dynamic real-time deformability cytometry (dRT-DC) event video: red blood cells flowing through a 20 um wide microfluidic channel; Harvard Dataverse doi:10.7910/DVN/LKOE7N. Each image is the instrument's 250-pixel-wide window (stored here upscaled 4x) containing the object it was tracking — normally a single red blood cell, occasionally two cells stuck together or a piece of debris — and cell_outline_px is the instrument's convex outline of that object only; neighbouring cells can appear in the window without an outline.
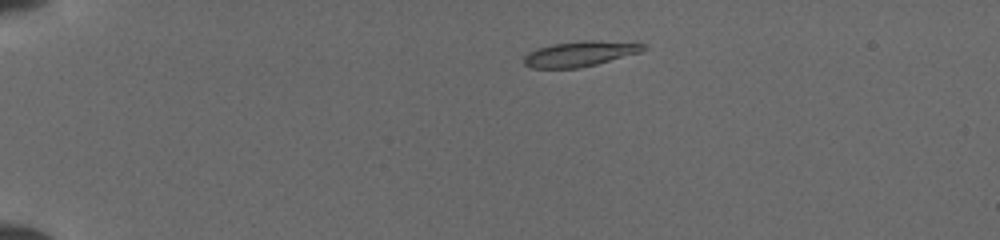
{"species": "common noctule bat (a hibernating species)", "species_latin": "Nyctalus noctula", "temperature_condition": "cold", "stored_images_in_passage": 11, "camera_frame_rate_fps": 3000, "um_per_image_px": 0.085, "animal": {"sex": "female", "body_mass_g": 19.5, "forearm_length_mm": 54.1}, "frame": {"image": 1, "passage_image": 1, "time_ms": 0.0, "image_size_px": [1000, 240], "cell_outline_px": [[648, 48], [640, 52], [596, 64], [580, 68], [532, 68], [524, 64], [524, 56], [528, 52], [536, 48], [552, 44], [580, 40], [596, 40], [648, 44]], "centroid_in_image_um": [49.29, 4.56], "position_along_channel_um": 35.7, "area_um2": 17.69}}